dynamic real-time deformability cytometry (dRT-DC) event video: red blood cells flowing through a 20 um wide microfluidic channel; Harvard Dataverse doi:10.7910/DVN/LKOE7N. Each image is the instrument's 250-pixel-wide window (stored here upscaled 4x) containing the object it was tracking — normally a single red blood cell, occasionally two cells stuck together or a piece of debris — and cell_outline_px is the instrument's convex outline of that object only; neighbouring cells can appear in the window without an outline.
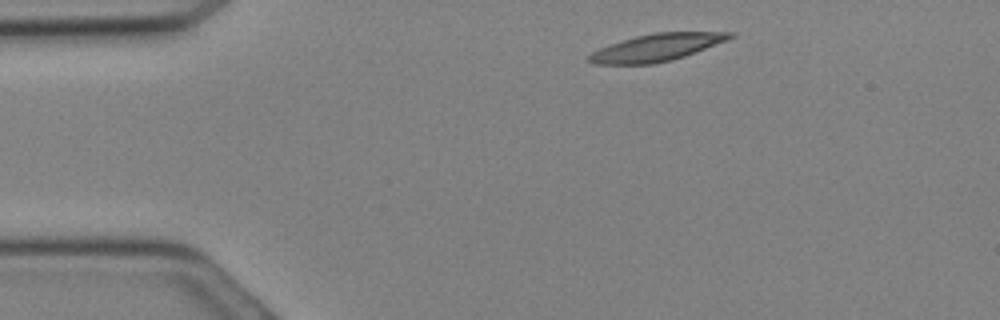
{"species": "Egyptian fruit bat (a non-hibernating species)", "species_latin": "Rousettus aegyptiacus", "temperature_condition": "cold", "stored_images_in_passage": 16, "camera_frame_rate_fps": 3000, "um_per_image_px": 0.085, "animal": {"sex": "female"}, "frame": {"image": 1, "passage_image": 1, "time_ms": 0.0, "image_size_px": [1000, 320], "cell_outline_px": [[736, 36], [728, 40], [684, 56], [672, 60], [652, 64], [592, 64], [584, 60], [592, 52], [600, 48], [636, 36], [652, 32], [736, 32]], "centroid_in_image_um": [55.82, 4.04], "position_along_channel_um": 29.2, "area_um2": 22.37}}
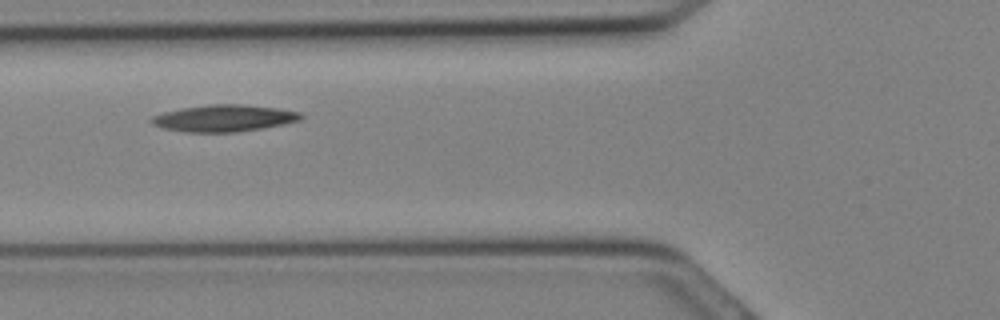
{"frame": {"image": 2, "passage_image": 7, "time_ms": 2.0, "image_size_px": [1000, 320], "cell_outline_px": [[304, 116], [300, 120], [284, 124], [236, 132], [184, 132], [164, 128], [152, 124], [148, 120], [152, 116], [164, 112], [180, 108], [208, 104], [244, 104], [276, 108], [300, 112]], "centroid_in_image_um": [19.01, 10.04], "position_along_channel_um": 106.8, "area_um2": 23.35}}
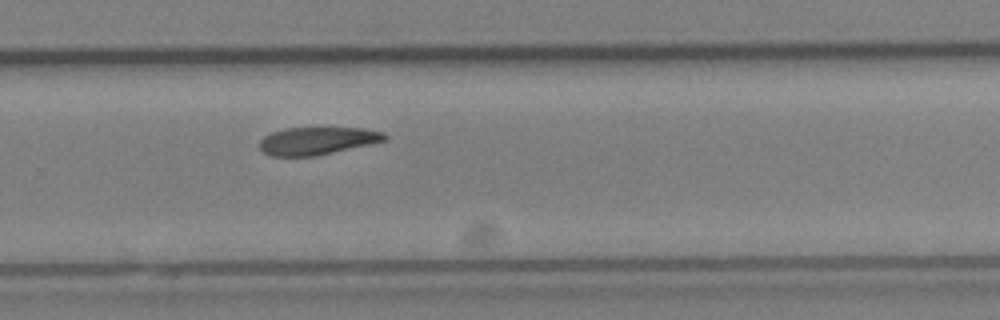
{"frame": {"image": 3, "passage_image": 16, "time_ms": 5.0, "image_size_px": [1000, 320], "cell_outline_px": [[388, 140], [316, 156], [268, 156], [260, 148], [260, 140], [264, 136], [272, 132], [284, 128], [364, 128], [384, 132], [388, 136]], "centroid_in_image_um": [26.98, 11.97], "position_along_channel_um": 302.8, "area_um2": 20.23}}